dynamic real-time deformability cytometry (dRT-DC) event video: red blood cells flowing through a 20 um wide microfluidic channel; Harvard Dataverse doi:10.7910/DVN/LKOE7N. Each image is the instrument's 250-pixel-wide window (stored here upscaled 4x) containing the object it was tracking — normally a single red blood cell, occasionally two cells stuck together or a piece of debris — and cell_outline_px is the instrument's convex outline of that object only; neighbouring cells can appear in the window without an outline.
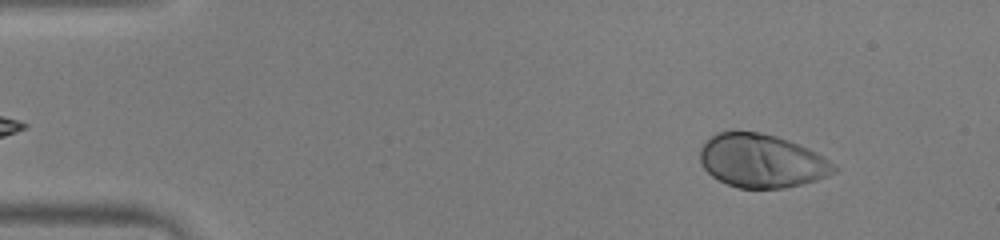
{"species": "human", "species_latin": "Homo sapiens", "temperature_condition": "warm", "stored_images_in_passage": 50, "camera_frame_rate_fps": 3000, "um_per_image_px": 0.085, "donor": {"sex": "male"}, "frame": {"image": 1, "passage_image": 4, "time_ms": 1.0, "image_size_px": [1000, 240], "cell_outline_px": [[840, 168], [836, 172], [816, 180], [784, 188], [740, 188], [728, 184], [712, 176], [704, 168], [700, 160], [700, 148], [716, 132], [760, 132], [776, 136], [788, 140], [808, 148], [824, 156]], "centroid_in_image_um": [64.77, 13.67], "position_along_channel_um": 20.2, "area_um2": 41.56}}
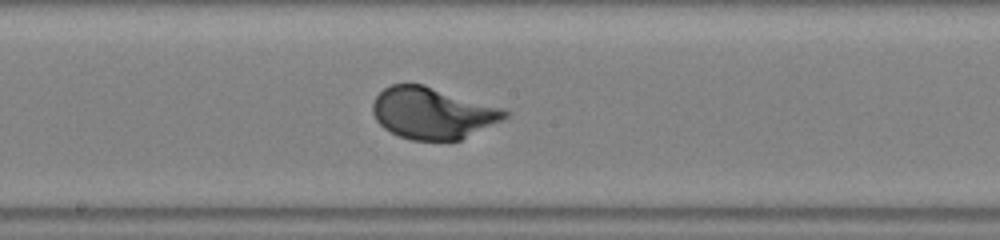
{"frame": {"image": 2, "passage_image": 26, "time_ms": 8.333, "image_size_px": [1000, 240], "cell_outline_px": [[508, 116], [460, 140], [412, 140], [400, 136], [384, 128], [376, 120], [372, 112], [372, 104], [376, 96], [384, 88], [392, 84], [424, 84], [504, 108], [508, 112]], "centroid_in_image_um": [36.74, 9.59], "position_along_channel_um": 211.5, "area_um2": 39.42}}
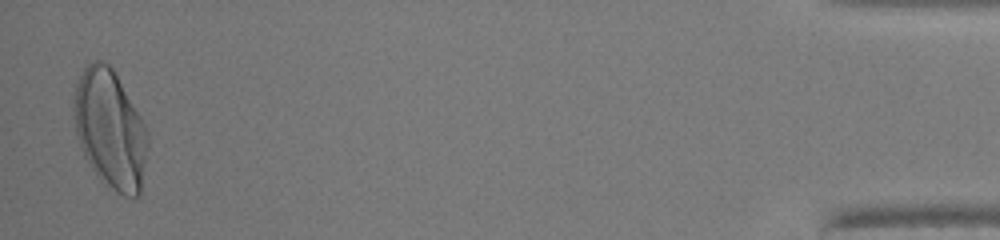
{"frame": {"image": 3, "passage_image": 49, "time_ms": 16.0, "image_size_px": [1000, 240], "cell_outline_px": [[148, 144], [140, 196], [124, 196], [116, 192], [104, 184], [100, 180], [84, 156], [76, 132], [72, 116], [72, 104], [76, 84], [84, 68], [88, 64], [96, 60], [104, 60], [112, 68], [140, 116], [144, 124], [148, 136]], "centroid_in_image_um": [9.34, 11.0], "position_along_channel_um": 425.9, "area_um2": 50.98}, "authors_computed_cell_mechanics": {"area_um2": 39.9109, "velocity_mm_per_s": 3.9377, "shape_relaxation_time_tau1_ms": 2.0936, "shape_relaxation_time_tau2_ms": null, "deformation_change_tau1": 0.172, "deformation_change_tau2": null}}